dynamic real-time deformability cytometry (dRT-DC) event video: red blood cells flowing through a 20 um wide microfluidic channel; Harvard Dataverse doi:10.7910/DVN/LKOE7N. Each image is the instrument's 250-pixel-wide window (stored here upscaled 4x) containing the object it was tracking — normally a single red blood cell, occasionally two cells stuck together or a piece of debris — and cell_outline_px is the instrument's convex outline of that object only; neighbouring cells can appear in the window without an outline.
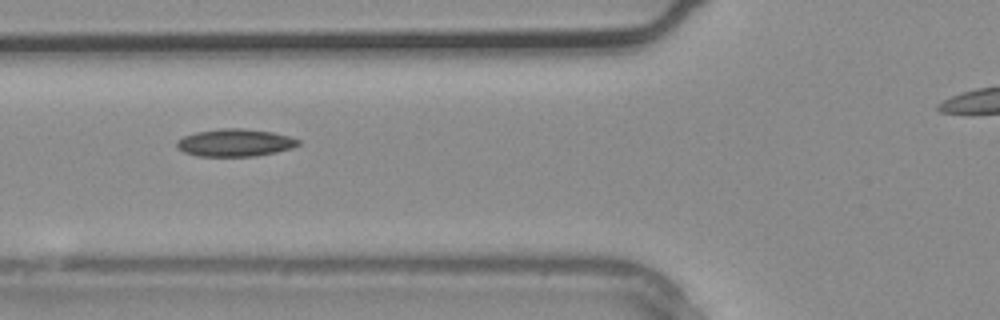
{"species": "common noctule bat (a hibernating species)", "species_latin": "Nyctalus noctula", "temperature_condition": "warm", "stored_images_in_passage": 5, "camera_frame_rate_fps": 3000, "um_per_image_px": 0.085, "animal": {"sex": "male", "body_mass_g": 20.4}, "frame": {"image": 1, "passage_image": 5, "time_ms": 1.333, "image_size_px": [1000, 320], "cell_outline_px": [[300, 144], [292, 148], [276, 152], [256, 156], [196, 156], [184, 152], [176, 148], [176, 140], [184, 136], [196, 132], [220, 128], [244, 128], [272, 132], [288, 136], [300, 140]], "centroid_in_image_um": [19.95, 12.13], "position_along_channel_um": 105.8, "area_um2": 19.59}}